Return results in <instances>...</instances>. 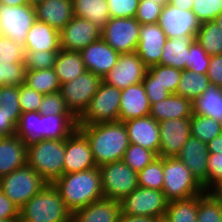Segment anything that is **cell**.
Wrapping results in <instances>:
<instances>
[{"mask_svg": "<svg viewBox=\"0 0 222 222\" xmlns=\"http://www.w3.org/2000/svg\"><path fill=\"white\" fill-rule=\"evenodd\" d=\"M77 129L88 140L98 167L123 160L130 144L124 122L111 121L93 125H77Z\"/></svg>", "mask_w": 222, "mask_h": 222, "instance_id": "cell-1", "label": "cell"}, {"mask_svg": "<svg viewBox=\"0 0 222 222\" xmlns=\"http://www.w3.org/2000/svg\"><path fill=\"white\" fill-rule=\"evenodd\" d=\"M52 184L72 214L104 198L98 166L86 171L63 174Z\"/></svg>", "mask_w": 222, "mask_h": 222, "instance_id": "cell-2", "label": "cell"}, {"mask_svg": "<svg viewBox=\"0 0 222 222\" xmlns=\"http://www.w3.org/2000/svg\"><path fill=\"white\" fill-rule=\"evenodd\" d=\"M19 222H72V213L53 184H47L19 209Z\"/></svg>", "mask_w": 222, "mask_h": 222, "instance_id": "cell-3", "label": "cell"}, {"mask_svg": "<svg viewBox=\"0 0 222 222\" xmlns=\"http://www.w3.org/2000/svg\"><path fill=\"white\" fill-rule=\"evenodd\" d=\"M65 139H44L27 146V164L47 183L64 174Z\"/></svg>", "mask_w": 222, "mask_h": 222, "instance_id": "cell-4", "label": "cell"}, {"mask_svg": "<svg viewBox=\"0 0 222 222\" xmlns=\"http://www.w3.org/2000/svg\"><path fill=\"white\" fill-rule=\"evenodd\" d=\"M163 172L162 192L169 202L189 199L206 192L190 169L177 157L163 158Z\"/></svg>", "mask_w": 222, "mask_h": 222, "instance_id": "cell-5", "label": "cell"}, {"mask_svg": "<svg viewBox=\"0 0 222 222\" xmlns=\"http://www.w3.org/2000/svg\"><path fill=\"white\" fill-rule=\"evenodd\" d=\"M47 184L28 164L0 177V189L19 209Z\"/></svg>", "mask_w": 222, "mask_h": 222, "instance_id": "cell-6", "label": "cell"}, {"mask_svg": "<svg viewBox=\"0 0 222 222\" xmlns=\"http://www.w3.org/2000/svg\"><path fill=\"white\" fill-rule=\"evenodd\" d=\"M121 90L103 80L84 113L77 119V125H93L118 121Z\"/></svg>", "mask_w": 222, "mask_h": 222, "instance_id": "cell-7", "label": "cell"}, {"mask_svg": "<svg viewBox=\"0 0 222 222\" xmlns=\"http://www.w3.org/2000/svg\"><path fill=\"white\" fill-rule=\"evenodd\" d=\"M104 198L120 201L138 187L137 175L123 160L99 166Z\"/></svg>", "mask_w": 222, "mask_h": 222, "instance_id": "cell-8", "label": "cell"}, {"mask_svg": "<svg viewBox=\"0 0 222 222\" xmlns=\"http://www.w3.org/2000/svg\"><path fill=\"white\" fill-rule=\"evenodd\" d=\"M168 202L162 191L140 186L119 201L122 214L148 216L161 221L164 218Z\"/></svg>", "mask_w": 222, "mask_h": 222, "instance_id": "cell-9", "label": "cell"}, {"mask_svg": "<svg viewBox=\"0 0 222 222\" xmlns=\"http://www.w3.org/2000/svg\"><path fill=\"white\" fill-rule=\"evenodd\" d=\"M36 20L34 6L0 4V35L8 37L15 43L25 45L28 31Z\"/></svg>", "mask_w": 222, "mask_h": 222, "instance_id": "cell-10", "label": "cell"}, {"mask_svg": "<svg viewBox=\"0 0 222 222\" xmlns=\"http://www.w3.org/2000/svg\"><path fill=\"white\" fill-rule=\"evenodd\" d=\"M101 82V77L90 71H85L74 80L60 86V93L67 108L77 119L87 109Z\"/></svg>", "mask_w": 222, "mask_h": 222, "instance_id": "cell-11", "label": "cell"}, {"mask_svg": "<svg viewBox=\"0 0 222 222\" xmlns=\"http://www.w3.org/2000/svg\"><path fill=\"white\" fill-rule=\"evenodd\" d=\"M141 24L133 18H110L101 30V38L118 53L135 52Z\"/></svg>", "mask_w": 222, "mask_h": 222, "instance_id": "cell-12", "label": "cell"}, {"mask_svg": "<svg viewBox=\"0 0 222 222\" xmlns=\"http://www.w3.org/2000/svg\"><path fill=\"white\" fill-rule=\"evenodd\" d=\"M147 67L136 52L120 53L116 65L102 80L120 90L143 82Z\"/></svg>", "mask_w": 222, "mask_h": 222, "instance_id": "cell-13", "label": "cell"}, {"mask_svg": "<svg viewBox=\"0 0 222 222\" xmlns=\"http://www.w3.org/2000/svg\"><path fill=\"white\" fill-rule=\"evenodd\" d=\"M60 33L62 50L80 52L86 46L101 38V29L94 23L73 16Z\"/></svg>", "mask_w": 222, "mask_h": 222, "instance_id": "cell-14", "label": "cell"}, {"mask_svg": "<svg viewBox=\"0 0 222 222\" xmlns=\"http://www.w3.org/2000/svg\"><path fill=\"white\" fill-rule=\"evenodd\" d=\"M157 24L167 38L197 35L201 25L192 11L181 10L170 3L162 7Z\"/></svg>", "mask_w": 222, "mask_h": 222, "instance_id": "cell-15", "label": "cell"}, {"mask_svg": "<svg viewBox=\"0 0 222 222\" xmlns=\"http://www.w3.org/2000/svg\"><path fill=\"white\" fill-rule=\"evenodd\" d=\"M160 148L158 157H177L191 136L190 118L168 119L159 122Z\"/></svg>", "mask_w": 222, "mask_h": 222, "instance_id": "cell-16", "label": "cell"}, {"mask_svg": "<svg viewBox=\"0 0 222 222\" xmlns=\"http://www.w3.org/2000/svg\"><path fill=\"white\" fill-rule=\"evenodd\" d=\"M64 174L97 167L86 137L76 129L65 139Z\"/></svg>", "mask_w": 222, "mask_h": 222, "instance_id": "cell-17", "label": "cell"}, {"mask_svg": "<svg viewBox=\"0 0 222 222\" xmlns=\"http://www.w3.org/2000/svg\"><path fill=\"white\" fill-rule=\"evenodd\" d=\"M86 71L103 78L116 65L120 53L116 52L102 38L80 51Z\"/></svg>", "mask_w": 222, "mask_h": 222, "instance_id": "cell-18", "label": "cell"}, {"mask_svg": "<svg viewBox=\"0 0 222 222\" xmlns=\"http://www.w3.org/2000/svg\"><path fill=\"white\" fill-rule=\"evenodd\" d=\"M166 41L167 36L157 23L141 25L135 52L147 68L160 63Z\"/></svg>", "mask_w": 222, "mask_h": 222, "instance_id": "cell-19", "label": "cell"}, {"mask_svg": "<svg viewBox=\"0 0 222 222\" xmlns=\"http://www.w3.org/2000/svg\"><path fill=\"white\" fill-rule=\"evenodd\" d=\"M208 156L207 143L193 136L189 137L177 155V158L190 169L205 191H207Z\"/></svg>", "mask_w": 222, "mask_h": 222, "instance_id": "cell-20", "label": "cell"}, {"mask_svg": "<svg viewBox=\"0 0 222 222\" xmlns=\"http://www.w3.org/2000/svg\"><path fill=\"white\" fill-rule=\"evenodd\" d=\"M129 142L142 146L145 149L159 154L160 132L159 122L150 115L142 118H134L124 122Z\"/></svg>", "mask_w": 222, "mask_h": 222, "instance_id": "cell-21", "label": "cell"}, {"mask_svg": "<svg viewBox=\"0 0 222 222\" xmlns=\"http://www.w3.org/2000/svg\"><path fill=\"white\" fill-rule=\"evenodd\" d=\"M151 104L143 82L129 85L121 90L120 112L118 121L125 122L134 118L150 115Z\"/></svg>", "mask_w": 222, "mask_h": 222, "instance_id": "cell-22", "label": "cell"}, {"mask_svg": "<svg viewBox=\"0 0 222 222\" xmlns=\"http://www.w3.org/2000/svg\"><path fill=\"white\" fill-rule=\"evenodd\" d=\"M120 203L108 198L99 199L72 214V222H119Z\"/></svg>", "mask_w": 222, "mask_h": 222, "instance_id": "cell-23", "label": "cell"}, {"mask_svg": "<svg viewBox=\"0 0 222 222\" xmlns=\"http://www.w3.org/2000/svg\"><path fill=\"white\" fill-rule=\"evenodd\" d=\"M27 164V146L17 136L0 137V177Z\"/></svg>", "mask_w": 222, "mask_h": 222, "instance_id": "cell-24", "label": "cell"}, {"mask_svg": "<svg viewBox=\"0 0 222 222\" xmlns=\"http://www.w3.org/2000/svg\"><path fill=\"white\" fill-rule=\"evenodd\" d=\"M35 9L37 20L59 32L74 16L72 0H44Z\"/></svg>", "mask_w": 222, "mask_h": 222, "instance_id": "cell-25", "label": "cell"}, {"mask_svg": "<svg viewBox=\"0 0 222 222\" xmlns=\"http://www.w3.org/2000/svg\"><path fill=\"white\" fill-rule=\"evenodd\" d=\"M25 51H60V33L47 23L36 20L28 31Z\"/></svg>", "mask_w": 222, "mask_h": 222, "instance_id": "cell-26", "label": "cell"}, {"mask_svg": "<svg viewBox=\"0 0 222 222\" xmlns=\"http://www.w3.org/2000/svg\"><path fill=\"white\" fill-rule=\"evenodd\" d=\"M193 113V102L176 94L151 105L150 116L161 122L168 119L190 118Z\"/></svg>", "mask_w": 222, "mask_h": 222, "instance_id": "cell-27", "label": "cell"}, {"mask_svg": "<svg viewBox=\"0 0 222 222\" xmlns=\"http://www.w3.org/2000/svg\"><path fill=\"white\" fill-rule=\"evenodd\" d=\"M195 39L196 35L167 38L159 64L185 70V65L189 60L190 45Z\"/></svg>", "mask_w": 222, "mask_h": 222, "instance_id": "cell-28", "label": "cell"}, {"mask_svg": "<svg viewBox=\"0 0 222 222\" xmlns=\"http://www.w3.org/2000/svg\"><path fill=\"white\" fill-rule=\"evenodd\" d=\"M54 70L60 85L72 81L86 71L80 52L60 50L57 53Z\"/></svg>", "mask_w": 222, "mask_h": 222, "instance_id": "cell-29", "label": "cell"}, {"mask_svg": "<svg viewBox=\"0 0 222 222\" xmlns=\"http://www.w3.org/2000/svg\"><path fill=\"white\" fill-rule=\"evenodd\" d=\"M73 14L94 23L101 30L110 19L106 0H72Z\"/></svg>", "mask_w": 222, "mask_h": 222, "instance_id": "cell-30", "label": "cell"}, {"mask_svg": "<svg viewBox=\"0 0 222 222\" xmlns=\"http://www.w3.org/2000/svg\"><path fill=\"white\" fill-rule=\"evenodd\" d=\"M77 129L74 115H43V140H63Z\"/></svg>", "mask_w": 222, "mask_h": 222, "instance_id": "cell-31", "label": "cell"}, {"mask_svg": "<svg viewBox=\"0 0 222 222\" xmlns=\"http://www.w3.org/2000/svg\"><path fill=\"white\" fill-rule=\"evenodd\" d=\"M17 135L26 146L43 140V115L39 111L22 113L16 126Z\"/></svg>", "mask_w": 222, "mask_h": 222, "instance_id": "cell-32", "label": "cell"}, {"mask_svg": "<svg viewBox=\"0 0 222 222\" xmlns=\"http://www.w3.org/2000/svg\"><path fill=\"white\" fill-rule=\"evenodd\" d=\"M193 113L212 117L222 123V88L210 84L208 89L193 101Z\"/></svg>", "mask_w": 222, "mask_h": 222, "instance_id": "cell-33", "label": "cell"}, {"mask_svg": "<svg viewBox=\"0 0 222 222\" xmlns=\"http://www.w3.org/2000/svg\"><path fill=\"white\" fill-rule=\"evenodd\" d=\"M207 74H199L192 71H182L176 95L195 101L210 86Z\"/></svg>", "mask_w": 222, "mask_h": 222, "instance_id": "cell-34", "label": "cell"}, {"mask_svg": "<svg viewBox=\"0 0 222 222\" xmlns=\"http://www.w3.org/2000/svg\"><path fill=\"white\" fill-rule=\"evenodd\" d=\"M198 195L168 202L163 222H197Z\"/></svg>", "mask_w": 222, "mask_h": 222, "instance_id": "cell-35", "label": "cell"}, {"mask_svg": "<svg viewBox=\"0 0 222 222\" xmlns=\"http://www.w3.org/2000/svg\"><path fill=\"white\" fill-rule=\"evenodd\" d=\"M24 83L43 95L58 92L61 86L54 68L26 70Z\"/></svg>", "mask_w": 222, "mask_h": 222, "instance_id": "cell-36", "label": "cell"}, {"mask_svg": "<svg viewBox=\"0 0 222 222\" xmlns=\"http://www.w3.org/2000/svg\"><path fill=\"white\" fill-rule=\"evenodd\" d=\"M196 40L209 56L222 54V30L215 21L202 23Z\"/></svg>", "mask_w": 222, "mask_h": 222, "instance_id": "cell-37", "label": "cell"}, {"mask_svg": "<svg viewBox=\"0 0 222 222\" xmlns=\"http://www.w3.org/2000/svg\"><path fill=\"white\" fill-rule=\"evenodd\" d=\"M191 136L200 139L204 143L210 142L222 134V123L212 117L201 116L192 113L190 117Z\"/></svg>", "mask_w": 222, "mask_h": 222, "instance_id": "cell-38", "label": "cell"}, {"mask_svg": "<svg viewBox=\"0 0 222 222\" xmlns=\"http://www.w3.org/2000/svg\"><path fill=\"white\" fill-rule=\"evenodd\" d=\"M182 71L183 70L160 64L147 68V72L152 75V83L160 84L170 94H176Z\"/></svg>", "mask_w": 222, "mask_h": 222, "instance_id": "cell-39", "label": "cell"}, {"mask_svg": "<svg viewBox=\"0 0 222 222\" xmlns=\"http://www.w3.org/2000/svg\"><path fill=\"white\" fill-rule=\"evenodd\" d=\"M163 158L157 157L138 172V186L162 191L164 182Z\"/></svg>", "mask_w": 222, "mask_h": 222, "instance_id": "cell-40", "label": "cell"}, {"mask_svg": "<svg viewBox=\"0 0 222 222\" xmlns=\"http://www.w3.org/2000/svg\"><path fill=\"white\" fill-rule=\"evenodd\" d=\"M197 222H222V203L208 191L198 195Z\"/></svg>", "mask_w": 222, "mask_h": 222, "instance_id": "cell-41", "label": "cell"}, {"mask_svg": "<svg viewBox=\"0 0 222 222\" xmlns=\"http://www.w3.org/2000/svg\"><path fill=\"white\" fill-rule=\"evenodd\" d=\"M157 157L158 155L154 151L145 149L140 145L130 143L129 147L125 151L123 161L126 165L130 166L138 173Z\"/></svg>", "mask_w": 222, "mask_h": 222, "instance_id": "cell-42", "label": "cell"}, {"mask_svg": "<svg viewBox=\"0 0 222 222\" xmlns=\"http://www.w3.org/2000/svg\"><path fill=\"white\" fill-rule=\"evenodd\" d=\"M210 63V56L195 39L190 45L189 60L184 71H192L199 74H207Z\"/></svg>", "mask_w": 222, "mask_h": 222, "instance_id": "cell-43", "label": "cell"}, {"mask_svg": "<svg viewBox=\"0 0 222 222\" xmlns=\"http://www.w3.org/2000/svg\"><path fill=\"white\" fill-rule=\"evenodd\" d=\"M24 46L0 35V63H25Z\"/></svg>", "mask_w": 222, "mask_h": 222, "instance_id": "cell-44", "label": "cell"}, {"mask_svg": "<svg viewBox=\"0 0 222 222\" xmlns=\"http://www.w3.org/2000/svg\"><path fill=\"white\" fill-rule=\"evenodd\" d=\"M26 70H41L54 68L55 59L59 51H25Z\"/></svg>", "mask_w": 222, "mask_h": 222, "instance_id": "cell-45", "label": "cell"}, {"mask_svg": "<svg viewBox=\"0 0 222 222\" xmlns=\"http://www.w3.org/2000/svg\"><path fill=\"white\" fill-rule=\"evenodd\" d=\"M192 12L201 24L214 21L222 12V0H194Z\"/></svg>", "mask_w": 222, "mask_h": 222, "instance_id": "cell-46", "label": "cell"}, {"mask_svg": "<svg viewBox=\"0 0 222 222\" xmlns=\"http://www.w3.org/2000/svg\"><path fill=\"white\" fill-rule=\"evenodd\" d=\"M26 74L25 63H0V87L24 83Z\"/></svg>", "mask_w": 222, "mask_h": 222, "instance_id": "cell-47", "label": "cell"}, {"mask_svg": "<svg viewBox=\"0 0 222 222\" xmlns=\"http://www.w3.org/2000/svg\"><path fill=\"white\" fill-rule=\"evenodd\" d=\"M39 112L42 115H73L60 91L44 95Z\"/></svg>", "mask_w": 222, "mask_h": 222, "instance_id": "cell-48", "label": "cell"}, {"mask_svg": "<svg viewBox=\"0 0 222 222\" xmlns=\"http://www.w3.org/2000/svg\"><path fill=\"white\" fill-rule=\"evenodd\" d=\"M0 107L8 114H22L19 104V86L0 87Z\"/></svg>", "mask_w": 222, "mask_h": 222, "instance_id": "cell-49", "label": "cell"}, {"mask_svg": "<svg viewBox=\"0 0 222 222\" xmlns=\"http://www.w3.org/2000/svg\"><path fill=\"white\" fill-rule=\"evenodd\" d=\"M43 94L30 88L26 83L19 85V104L22 113L39 111Z\"/></svg>", "mask_w": 222, "mask_h": 222, "instance_id": "cell-50", "label": "cell"}, {"mask_svg": "<svg viewBox=\"0 0 222 222\" xmlns=\"http://www.w3.org/2000/svg\"><path fill=\"white\" fill-rule=\"evenodd\" d=\"M162 5L151 0H139L136 20L141 24H155L161 14Z\"/></svg>", "mask_w": 222, "mask_h": 222, "instance_id": "cell-51", "label": "cell"}, {"mask_svg": "<svg viewBox=\"0 0 222 222\" xmlns=\"http://www.w3.org/2000/svg\"><path fill=\"white\" fill-rule=\"evenodd\" d=\"M110 18H133L137 14L139 0H106Z\"/></svg>", "mask_w": 222, "mask_h": 222, "instance_id": "cell-52", "label": "cell"}, {"mask_svg": "<svg viewBox=\"0 0 222 222\" xmlns=\"http://www.w3.org/2000/svg\"><path fill=\"white\" fill-rule=\"evenodd\" d=\"M207 191L222 179V154L209 153L207 167Z\"/></svg>", "mask_w": 222, "mask_h": 222, "instance_id": "cell-53", "label": "cell"}, {"mask_svg": "<svg viewBox=\"0 0 222 222\" xmlns=\"http://www.w3.org/2000/svg\"><path fill=\"white\" fill-rule=\"evenodd\" d=\"M143 84L151 105L166 99L170 95L163 86L158 83H152V75H150L147 71L144 75Z\"/></svg>", "mask_w": 222, "mask_h": 222, "instance_id": "cell-54", "label": "cell"}, {"mask_svg": "<svg viewBox=\"0 0 222 222\" xmlns=\"http://www.w3.org/2000/svg\"><path fill=\"white\" fill-rule=\"evenodd\" d=\"M21 114H8L0 107V137L14 136Z\"/></svg>", "mask_w": 222, "mask_h": 222, "instance_id": "cell-55", "label": "cell"}, {"mask_svg": "<svg viewBox=\"0 0 222 222\" xmlns=\"http://www.w3.org/2000/svg\"><path fill=\"white\" fill-rule=\"evenodd\" d=\"M0 219L19 221V208L0 189Z\"/></svg>", "mask_w": 222, "mask_h": 222, "instance_id": "cell-56", "label": "cell"}, {"mask_svg": "<svg viewBox=\"0 0 222 222\" xmlns=\"http://www.w3.org/2000/svg\"><path fill=\"white\" fill-rule=\"evenodd\" d=\"M207 77L211 84L222 88V54L210 56Z\"/></svg>", "mask_w": 222, "mask_h": 222, "instance_id": "cell-57", "label": "cell"}, {"mask_svg": "<svg viewBox=\"0 0 222 222\" xmlns=\"http://www.w3.org/2000/svg\"><path fill=\"white\" fill-rule=\"evenodd\" d=\"M158 218L120 214L119 222H160Z\"/></svg>", "mask_w": 222, "mask_h": 222, "instance_id": "cell-58", "label": "cell"}, {"mask_svg": "<svg viewBox=\"0 0 222 222\" xmlns=\"http://www.w3.org/2000/svg\"><path fill=\"white\" fill-rule=\"evenodd\" d=\"M209 153L222 154V134L207 143Z\"/></svg>", "mask_w": 222, "mask_h": 222, "instance_id": "cell-59", "label": "cell"}, {"mask_svg": "<svg viewBox=\"0 0 222 222\" xmlns=\"http://www.w3.org/2000/svg\"><path fill=\"white\" fill-rule=\"evenodd\" d=\"M194 0H171L170 4L181 10L192 11Z\"/></svg>", "mask_w": 222, "mask_h": 222, "instance_id": "cell-60", "label": "cell"}, {"mask_svg": "<svg viewBox=\"0 0 222 222\" xmlns=\"http://www.w3.org/2000/svg\"><path fill=\"white\" fill-rule=\"evenodd\" d=\"M208 192L220 203H222V179L213 185Z\"/></svg>", "mask_w": 222, "mask_h": 222, "instance_id": "cell-61", "label": "cell"}, {"mask_svg": "<svg viewBox=\"0 0 222 222\" xmlns=\"http://www.w3.org/2000/svg\"><path fill=\"white\" fill-rule=\"evenodd\" d=\"M0 4H6L8 6H18L28 4L27 0H0Z\"/></svg>", "mask_w": 222, "mask_h": 222, "instance_id": "cell-62", "label": "cell"}, {"mask_svg": "<svg viewBox=\"0 0 222 222\" xmlns=\"http://www.w3.org/2000/svg\"><path fill=\"white\" fill-rule=\"evenodd\" d=\"M214 21L222 30V12L214 19Z\"/></svg>", "mask_w": 222, "mask_h": 222, "instance_id": "cell-63", "label": "cell"}, {"mask_svg": "<svg viewBox=\"0 0 222 222\" xmlns=\"http://www.w3.org/2000/svg\"><path fill=\"white\" fill-rule=\"evenodd\" d=\"M44 0H27L28 4L36 7L38 4L42 3Z\"/></svg>", "mask_w": 222, "mask_h": 222, "instance_id": "cell-64", "label": "cell"}, {"mask_svg": "<svg viewBox=\"0 0 222 222\" xmlns=\"http://www.w3.org/2000/svg\"><path fill=\"white\" fill-rule=\"evenodd\" d=\"M152 2H157L159 4H161L162 6L167 5L170 3L171 0H151Z\"/></svg>", "mask_w": 222, "mask_h": 222, "instance_id": "cell-65", "label": "cell"}, {"mask_svg": "<svg viewBox=\"0 0 222 222\" xmlns=\"http://www.w3.org/2000/svg\"><path fill=\"white\" fill-rule=\"evenodd\" d=\"M0 222H19V221H9V220L0 219Z\"/></svg>", "mask_w": 222, "mask_h": 222, "instance_id": "cell-66", "label": "cell"}]
</instances>
